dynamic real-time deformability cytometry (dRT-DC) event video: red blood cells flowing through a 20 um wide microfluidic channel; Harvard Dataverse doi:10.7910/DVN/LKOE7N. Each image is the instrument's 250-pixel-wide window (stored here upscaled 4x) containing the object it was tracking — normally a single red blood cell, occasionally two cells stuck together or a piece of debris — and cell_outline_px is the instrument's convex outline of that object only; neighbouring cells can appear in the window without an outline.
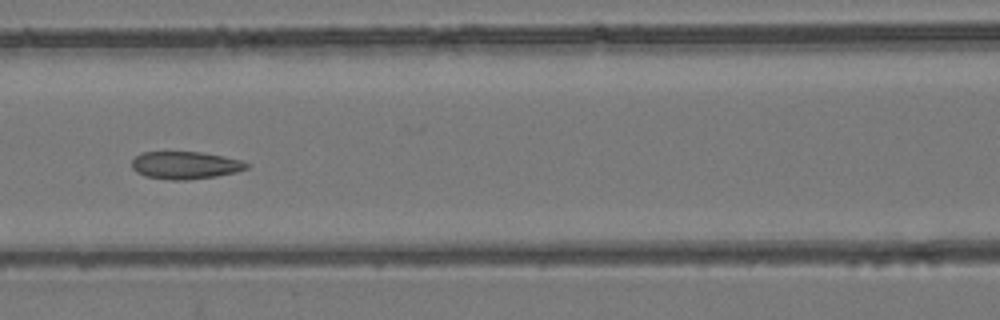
{"species": "common noctule bat (a hibernating species)", "species_latin": "Nyctalus noctula", "temperature_condition": "room temperature", "stored_images_in_passage": 6, "camera_frame_rate_fps": 3000, "um_per_image_px": 0.085, "animal": {"sex": "female", "body_mass_g": 24.6, "forearm_length_mm": 56.2}, "frame": {"image": 1, "passage_image": 6, "time_ms": 5.667, "image_size_px": [1000, 320], "cell_outline_px": [[248, 168], [236, 172], [216, 176], [188, 180], [172, 180], [144, 176], [136, 172], [132, 168], [132, 160], [136, 156], [144, 152], [200, 152], [224, 156], [240, 160], [248, 164]], "centroid_in_image_um": [15.73, 14.05], "position_along_channel_um": 150.9, "area_um2": 18.38}}